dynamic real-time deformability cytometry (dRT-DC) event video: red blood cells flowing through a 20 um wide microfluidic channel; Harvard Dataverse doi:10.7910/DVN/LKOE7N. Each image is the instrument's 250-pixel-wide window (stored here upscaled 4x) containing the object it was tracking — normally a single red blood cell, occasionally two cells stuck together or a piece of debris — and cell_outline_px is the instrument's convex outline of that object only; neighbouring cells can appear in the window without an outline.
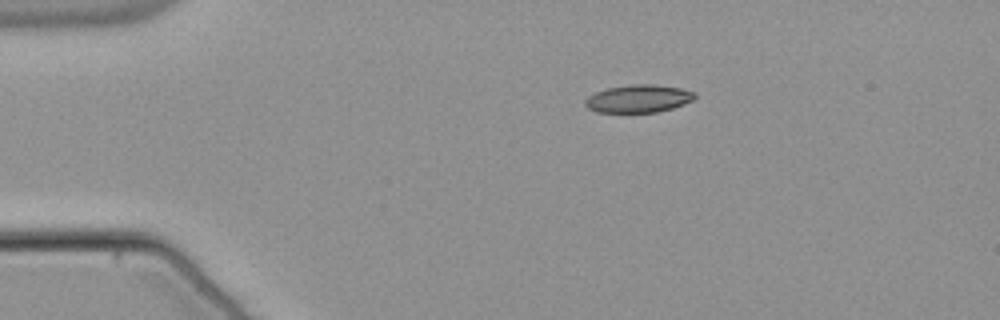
{"species": "common noctule bat (a hibernating species)", "species_latin": "Nyctalus noctula", "temperature_condition": "warm", "stored_images_in_passage": 45, "camera_frame_rate_fps": 3000, "um_per_image_px": 0.085, "animal": {"sex": "male", "body_mass_g": 21.5, "forearm_length_mm": 52.0}, "frame": {"image": 1, "passage_image": 1, "time_ms": 0.0, "image_size_px": [1000, 320], "cell_outline_px": [[696, 96], [692, 100], [684, 104], [672, 108], [656, 112], [596, 112], [588, 108], [584, 104], [584, 100], [588, 96], [596, 92], [608, 88], [632, 84], [652, 84], [680, 88], [696, 92]], "centroid_in_image_um": [54.26, 8.38], "position_along_channel_um": 30.7, "area_um2": 17.69}}
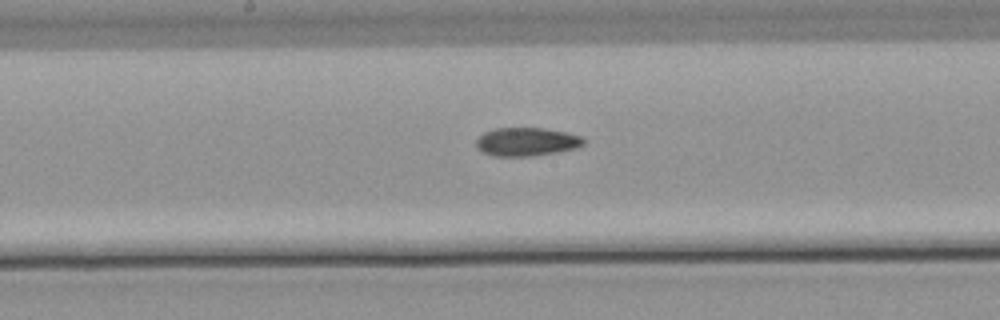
{"frame": {"image": 2, "passage_image": 19, "time_ms": 6.0, "image_size_px": [1000, 320], "cell_outline_px": [[584, 144], [576, 148], [556, 152], [532, 156], [496, 156], [484, 152], [476, 148], [476, 140], [484, 132], [492, 128], [544, 128], [568, 132], [584, 136]], "centroid_in_image_um": [44.78, 12.04], "position_along_channel_um": 203.4, "area_um2": 17.92}}
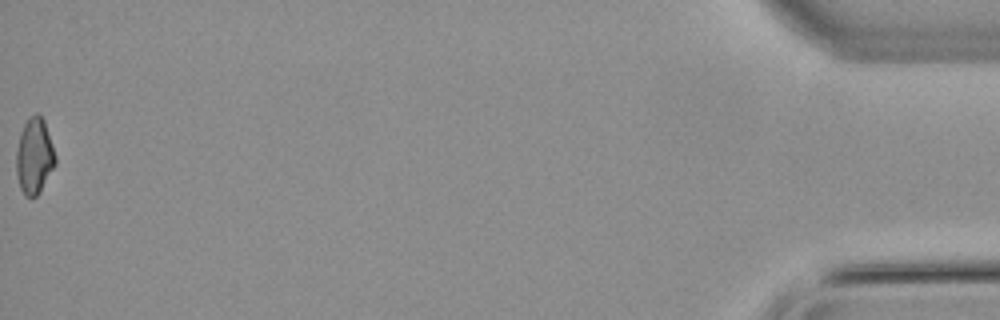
{"frame": {"image": 3, "passage_image": 45, "time_ms": 14.667, "image_size_px": [1000, 320], "cell_outline_px": [[56, 164], [36, 196], [24, 196], [20, 188], [16, 172], [16, 152], [20, 132], [28, 116], [36, 112], [44, 120], [56, 156]], "centroid_in_image_um": [2.91, 13.23], "position_along_channel_um": 432.3, "area_um2": 17.22}, "authors_computed_cell_mechanics": {"area_um2": 17.7446, "velocity_mm_per_s": 3.8118, "shape_relaxation_time_tau1_ms": null, "shape_relaxation_time_tau2_ms": 9.6227, "deformation_change_tau1": null, "deformation_change_tau2": 0.1751}}